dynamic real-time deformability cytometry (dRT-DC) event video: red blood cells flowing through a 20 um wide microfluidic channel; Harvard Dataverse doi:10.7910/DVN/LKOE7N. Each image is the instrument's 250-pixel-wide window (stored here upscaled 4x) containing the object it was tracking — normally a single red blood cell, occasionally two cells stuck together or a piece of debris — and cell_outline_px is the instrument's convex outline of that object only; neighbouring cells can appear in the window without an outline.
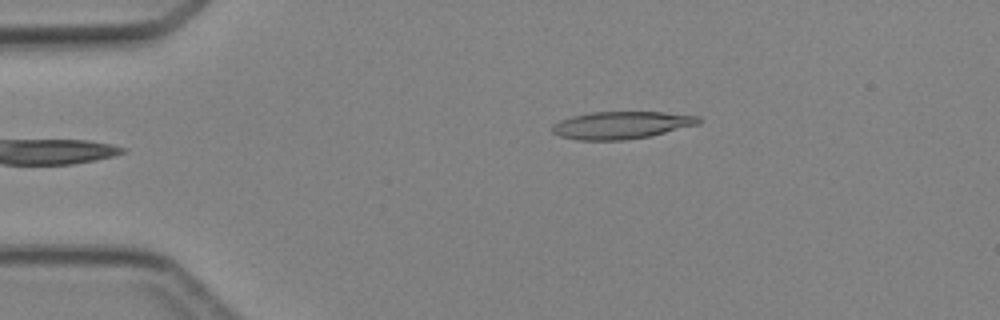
{"species": "Egyptian fruit bat (a non-hibernating species)", "species_latin": "Rousettus aegyptiacus", "temperature_condition": "cold", "stored_images_in_passage": 3, "camera_frame_rate_fps": 3000, "um_per_image_px": 0.085, "animal": {"sex": "female"}, "frame": {"image": 1, "passage_image": 3, "time_ms": 3.333, "image_size_px": [1000, 320], "cell_outline_px": [[700, 124], [652, 136], [624, 140], [580, 140], [560, 136], [552, 132], [552, 124], [560, 120], [572, 116], [592, 112], [664, 112], [700, 116]], "centroid_in_image_um": [52.84, 10.64], "position_along_channel_um": 32.2, "area_um2": 23.52}}